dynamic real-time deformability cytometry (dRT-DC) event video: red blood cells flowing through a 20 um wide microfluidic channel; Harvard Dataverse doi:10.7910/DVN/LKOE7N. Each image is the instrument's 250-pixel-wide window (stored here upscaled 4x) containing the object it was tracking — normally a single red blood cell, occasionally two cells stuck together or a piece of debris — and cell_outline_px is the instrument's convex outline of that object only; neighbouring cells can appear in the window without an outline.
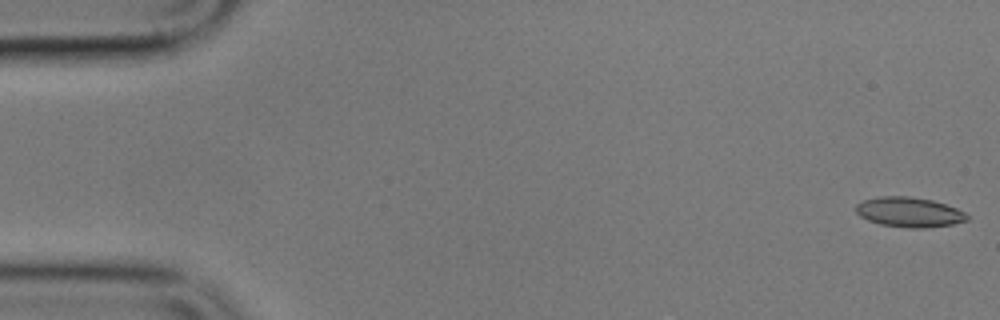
{"species": "common noctule bat (a hibernating species)", "species_latin": "Nyctalus noctula", "temperature_condition": "cold", "stored_images_in_passage": 10, "camera_frame_rate_fps": 3000, "um_per_image_px": 0.085, "animal": {"sex": "male", "body_mass_g": 17.9}, "frame": {"image": 1, "passage_image": 1, "time_ms": 0.0, "image_size_px": [1000, 320], "cell_outline_px": [[968, 220], [952, 224], [928, 228], [908, 228], [880, 224], [868, 220], [860, 216], [856, 212], [856, 204], [864, 200], [880, 196], [908, 196], [932, 200], [956, 208], [964, 212], [968, 216]], "centroid_in_image_um": [77.27, 18.03], "position_along_channel_um": 7.7, "area_um2": 19.31}}
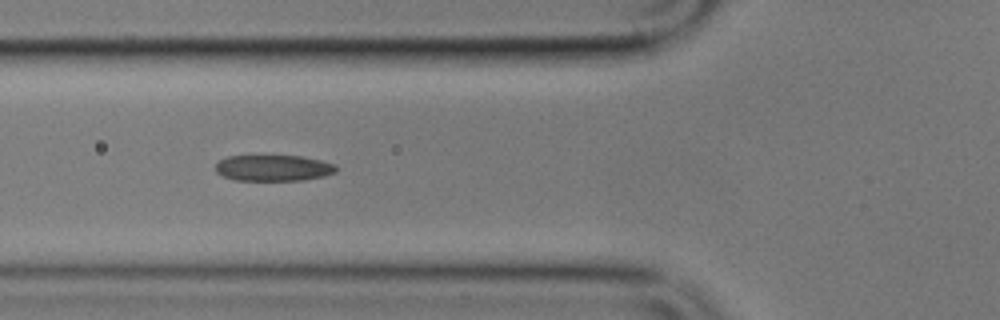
{"frame": {"image": 2, "passage_image": 6, "time_ms": 6.667, "image_size_px": [1000, 320], "cell_outline_px": [[336, 172], [324, 176], [304, 180], [236, 180], [224, 176], [216, 172], [216, 164], [220, 160], [228, 156], [300, 156], [320, 160], [336, 164]], "centroid_in_image_um": [23.26, 14.28], "position_along_channel_um": 102.5, "area_um2": 18.21}}
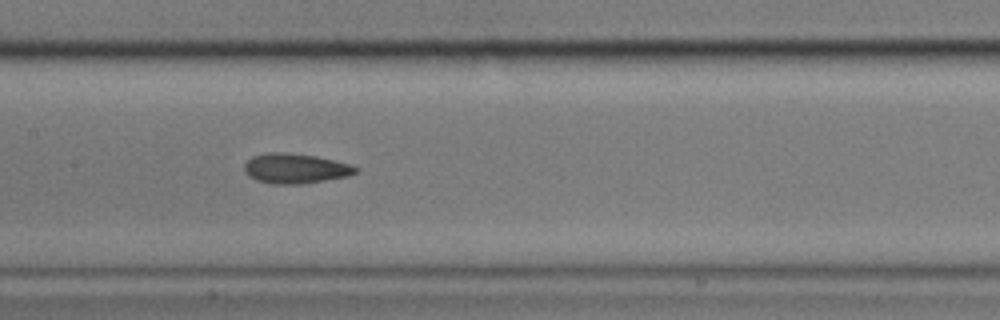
{"frame": {"image": 3, "passage_image": 8, "time_ms": 9.0, "image_size_px": [1000, 320], "cell_outline_px": [[360, 168], [356, 172], [348, 176], [300, 184], [268, 184], [256, 180], [248, 176], [244, 172], [244, 164], [252, 156], [268, 152], [284, 152], [316, 156], [348, 164]], "centroid_in_image_um": [25.05, 14.32], "position_along_channel_um": 182.4, "area_um2": 19.42}}